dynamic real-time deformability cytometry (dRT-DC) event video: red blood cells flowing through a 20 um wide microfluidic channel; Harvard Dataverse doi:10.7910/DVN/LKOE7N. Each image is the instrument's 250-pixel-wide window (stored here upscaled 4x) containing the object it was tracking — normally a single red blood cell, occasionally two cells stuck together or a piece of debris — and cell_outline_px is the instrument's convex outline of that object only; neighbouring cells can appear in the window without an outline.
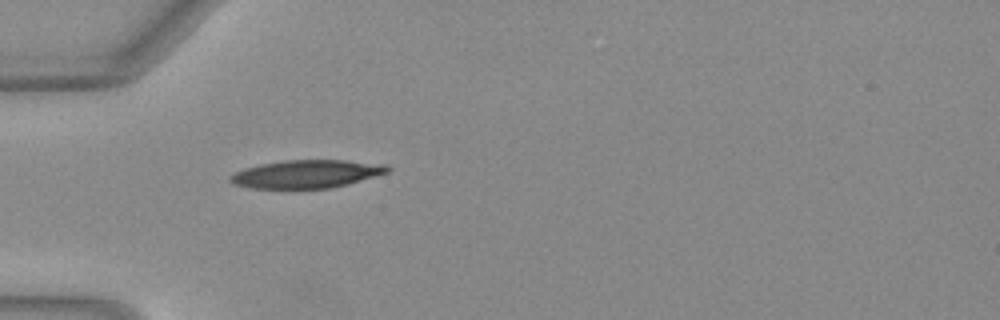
{"species": "Egyptian fruit bat (a non-hibernating species)", "species_latin": "Rousettus aegyptiacus", "temperature_condition": "warm", "stored_images_in_passage": 36, "camera_frame_rate_fps": 3000, "um_per_image_px": 0.085, "animal": {"sex": "female"}, "frame": {"image": 1, "passage_image": 1, "time_ms": 0.0, "image_size_px": [1000, 320], "cell_outline_px": [[392, 168], [388, 172], [348, 184], [332, 188], [252, 188], [236, 184], [228, 180], [236, 172], [244, 168], [260, 164], [284, 160], [344, 160], [388, 164]], "centroid_in_image_um": [26.11, 14.78], "position_along_channel_um": 58.9, "area_um2": 25.61}}
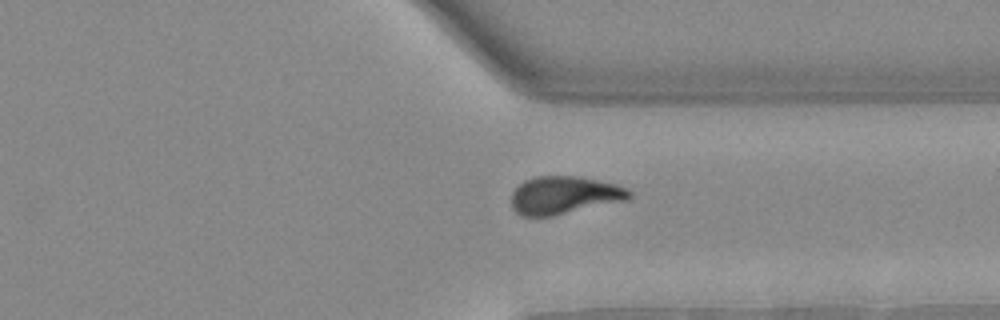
{"frame": {"image": 2, "passage_image": 24, "time_ms": 7.667, "image_size_px": [1000, 320], "cell_outline_px": [[632, 196], [628, 200], [552, 216], [520, 216], [512, 208], [512, 192], [524, 180], [536, 176], [576, 176], [616, 184], [628, 188], [632, 192]], "centroid_in_image_um": [47.97, 16.59], "position_along_channel_um": 363.4, "area_um2": 26.07}}
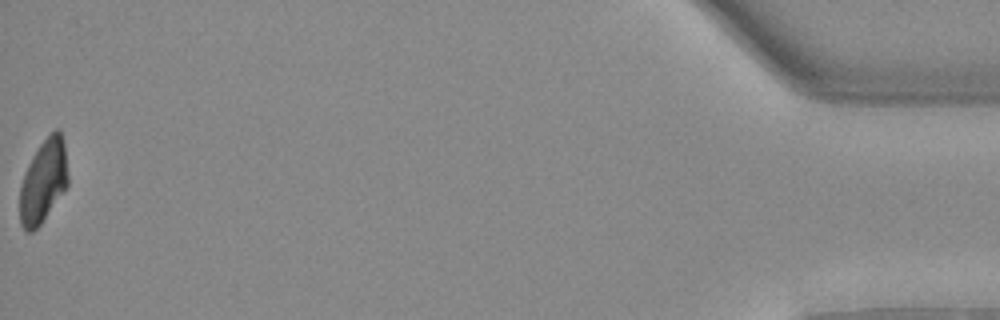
{"frame": {"image": 3, "passage_image": 36, "time_ms": 11.667, "image_size_px": [1000, 320], "cell_outline_px": [[68, 184], [64, 192], [40, 224], [32, 232], [24, 232], [20, 224], [20, 184], [24, 172], [32, 156], [40, 144], [56, 128], [60, 128], [64, 144], [68, 176]], "centroid_in_image_um": [3.67, 15.42], "position_along_channel_um": 431.5, "area_um2": 23.41}, "authors_computed_cell_mechanics": {"area_um2": 25.8944, "velocity_mm_per_s": 4.0617, "shape_relaxation_time_tau1_ms": 11.2444, "shape_relaxation_time_tau2_ms": 3.0377, "deformation_change_tau1": 0.3252, "deformation_change_tau2": 0.0973}}